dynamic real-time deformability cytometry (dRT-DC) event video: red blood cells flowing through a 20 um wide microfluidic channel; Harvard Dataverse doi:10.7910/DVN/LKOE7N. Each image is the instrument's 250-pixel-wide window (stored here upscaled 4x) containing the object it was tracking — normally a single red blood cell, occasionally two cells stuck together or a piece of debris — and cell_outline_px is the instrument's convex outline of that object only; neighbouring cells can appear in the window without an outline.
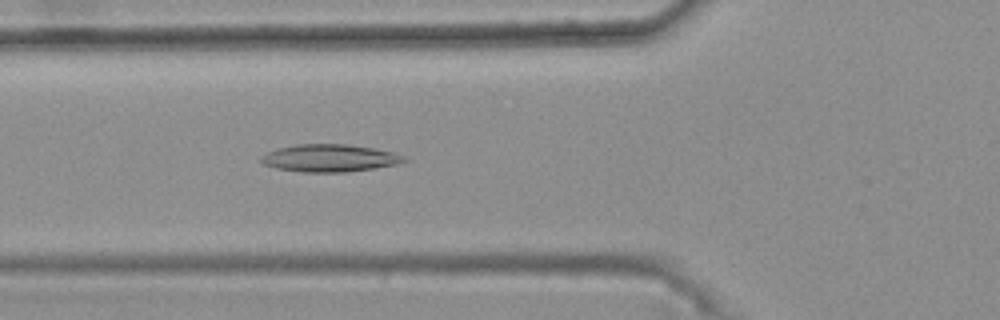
{"species": "common noctule bat (a hibernating species)", "species_latin": "Nyctalus noctula", "temperature_condition": "warm", "stored_images_in_passage": 44, "camera_frame_rate_fps": 3000, "um_per_image_px": 0.085, "animal": {"sex": "female", "body_mass_g": 25.1}, "frame": {"image": 1, "passage_image": 16, "time_ms": 5.0, "image_size_px": [1000, 320], "cell_outline_px": [[408, 160], [396, 164], [376, 168], [348, 172], [300, 172], [276, 168], [264, 164], [260, 160], [260, 156], [268, 152], [280, 148], [296, 144], [348, 144], [372, 148], [392, 152]], "centroid_in_image_um": [27.98, 13.44], "position_along_channel_um": 97.8, "area_um2": 22.72}}
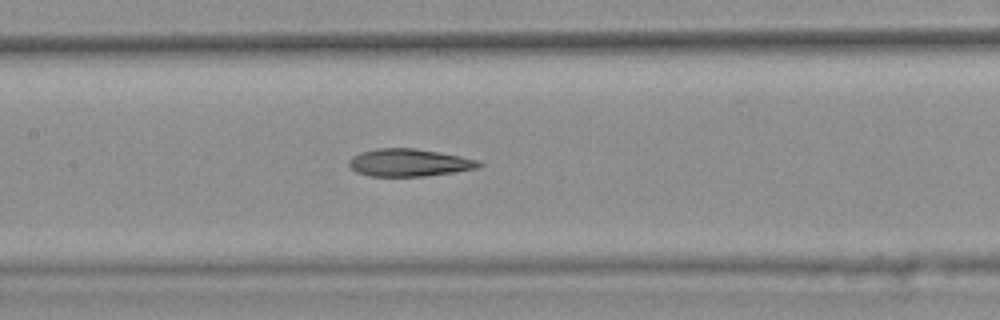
{"frame": {"image": 2, "passage_image": 22, "time_ms": 7.0, "image_size_px": [1000, 320], "cell_outline_px": [[484, 164], [476, 168], [452, 172], [424, 176], [368, 176], [356, 172], [348, 164], [348, 160], [352, 156], [360, 152], [376, 148], [412, 148], [460, 156], [480, 160]], "centroid_in_image_um": [34.74, 13.82], "position_along_channel_um": 172.7, "area_um2": 20.75}}
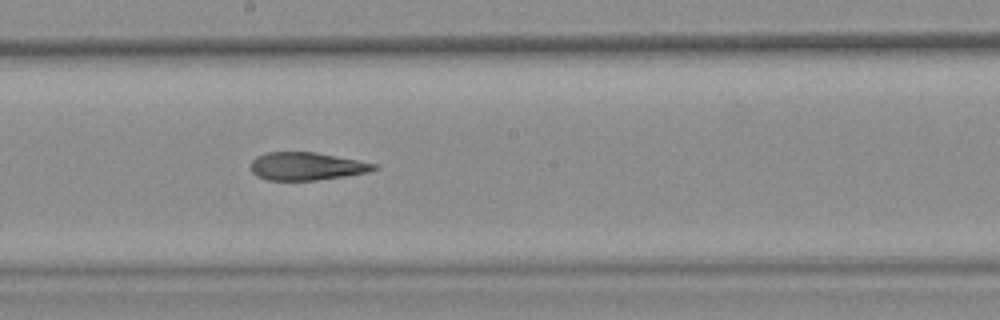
{"frame": {"image": 3, "passage_image": 26, "time_ms": 8.333, "image_size_px": [1000, 320], "cell_outline_px": [[380, 168], [368, 172], [344, 176], [316, 180], [268, 180], [256, 176], [252, 172], [252, 160], [256, 156], [264, 152], [316, 152], [376, 164]], "centroid_in_image_um": [26.04, 14.13], "position_along_channel_um": 222.2, "area_um2": 19.94}, "authors_computed_cell_mechanics": {"area_um2": 21.386, "velocity_mm_per_s": 3.7286, "shape_relaxation_time_tau1_ms": null, "shape_relaxation_time_tau2_ms": 4.9623, "deformation_change_tau1": null, "deformation_change_tau2": 0.1374}}